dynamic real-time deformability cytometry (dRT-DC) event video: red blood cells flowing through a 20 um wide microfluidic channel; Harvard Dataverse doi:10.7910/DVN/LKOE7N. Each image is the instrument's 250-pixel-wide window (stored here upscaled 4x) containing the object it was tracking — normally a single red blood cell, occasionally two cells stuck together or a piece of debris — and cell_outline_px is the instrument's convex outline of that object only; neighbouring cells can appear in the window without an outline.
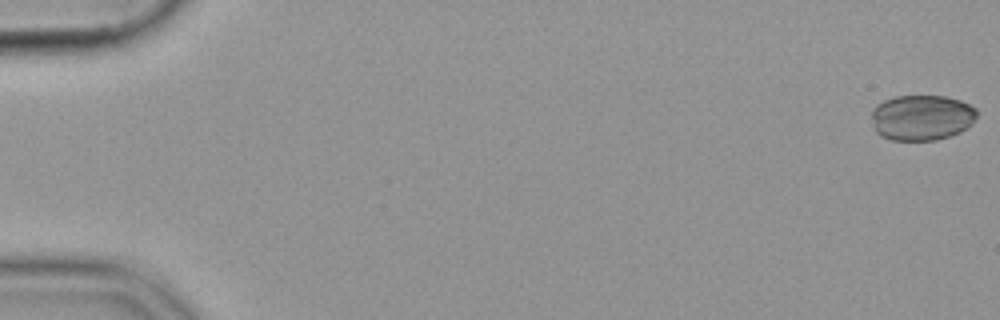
{"species": "common noctule bat (a hibernating species)", "species_latin": "Nyctalus noctula", "temperature_condition": "cold", "stored_images_in_passage": 55, "camera_frame_rate_fps": 3000, "um_per_image_px": 0.085, "animal": {"sex": "female", "body_mass_g": 19.9}, "frame": {"image": 1, "passage_image": 1, "time_ms": 0.0, "image_size_px": [1000, 320], "cell_outline_px": [[976, 116], [972, 124], [968, 128], [960, 132], [936, 140], [892, 140], [880, 136], [876, 132], [872, 124], [872, 108], [876, 104], [884, 100], [896, 96], [944, 96], [960, 100], [976, 108]], "centroid_in_image_um": [78.33, 9.99], "position_along_channel_um": 6.7, "area_um2": 28.15}}
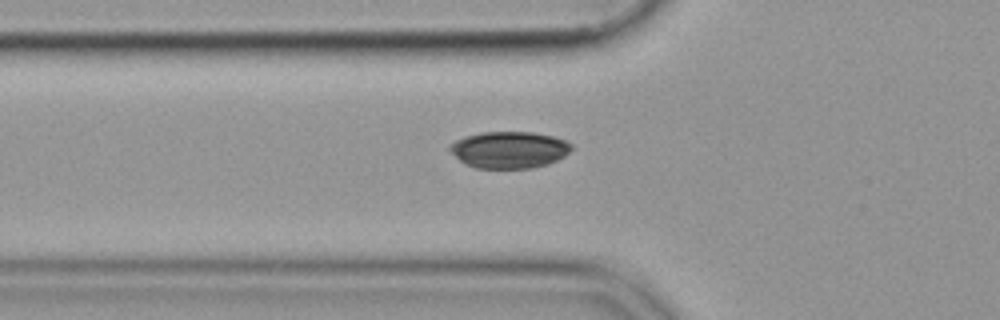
{"frame": {"image": 2, "passage_image": 20, "time_ms": 6.333, "image_size_px": [1000, 320], "cell_outline_px": [[572, 148], [564, 156], [548, 164], [532, 168], [476, 168], [464, 164], [448, 148], [448, 144], [464, 136], [480, 132], [532, 132], [552, 136], [564, 140], [572, 144]], "centroid_in_image_um": [43.25, 12.73], "position_along_channel_um": 82.5, "area_um2": 26.07}}
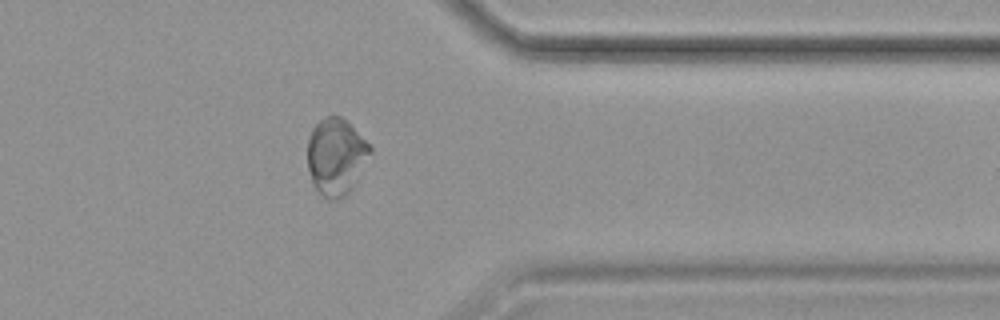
{"frame": {"image": 3, "passage_image": 45, "time_ms": 14.667, "image_size_px": [1000, 320], "cell_outline_px": [[372, 152], [348, 196], [340, 200], [328, 200], [316, 188], [312, 180], [308, 168], [308, 136], [312, 128], [320, 120], [328, 116], [340, 116], [348, 120], [372, 144]], "centroid_in_image_um": [28.61, 13.29], "position_along_channel_um": 382.8, "area_um2": 28.55}}